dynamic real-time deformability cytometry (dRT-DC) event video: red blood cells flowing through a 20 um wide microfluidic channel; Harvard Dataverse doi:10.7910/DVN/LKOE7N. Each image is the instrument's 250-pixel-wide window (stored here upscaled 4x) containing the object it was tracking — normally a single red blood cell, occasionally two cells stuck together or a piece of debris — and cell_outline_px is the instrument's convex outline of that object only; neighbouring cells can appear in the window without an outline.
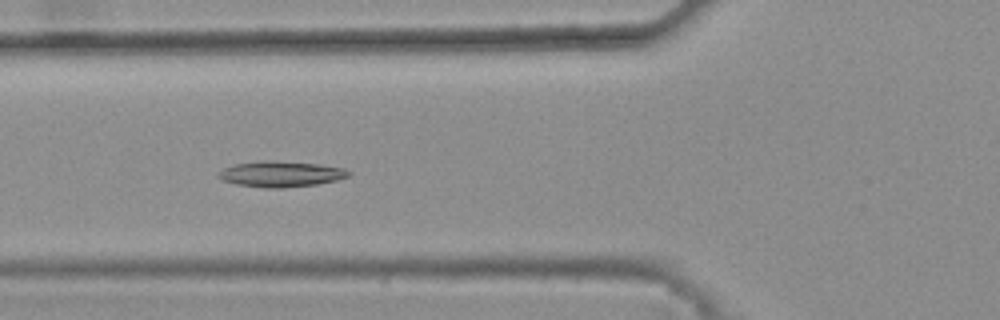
{"species": "common noctule bat (a hibernating species)", "species_latin": "Nyctalus noctula", "temperature_condition": "warm", "stored_images_in_passage": 45, "camera_frame_rate_fps": 3000, "um_per_image_px": 0.085, "animal": {"sex": "female", "body_mass_g": 25.1}, "frame": {"image": 1, "passage_image": 19, "time_ms": 6.0, "image_size_px": [1000, 320], "cell_outline_px": [[352, 172], [348, 176], [336, 180], [316, 184], [284, 188], [264, 188], [236, 184], [224, 180], [216, 176], [224, 168], [232, 164], [260, 160], [268, 160], [320, 164], [344, 168]], "centroid_in_image_um": [23.86, 14.78], "position_along_channel_um": 101.9, "area_um2": 19.59}}
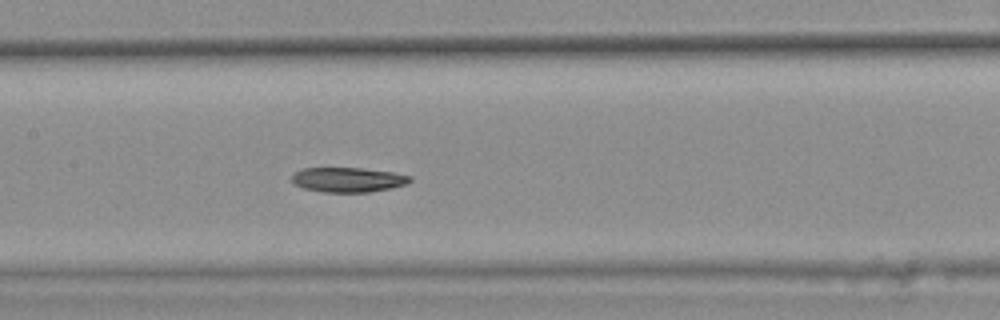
{"frame": {"image": 2, "passage_image": 25, "time_ms": 8.0, "image_size_px": [1000, 320], "cell_outline_px": [[412, 180], [408, 184], [392, 188], [368, 192], [324, 192], [304, 188], [292, 184], [292, 176], [296, 172], [304, 168], [360, 168], [396, 172], [412, 176]], "centroid_in_image_um": [29.63, 15.27], "position_along_channel_um": 177.8, "area_um2": 17.17}}
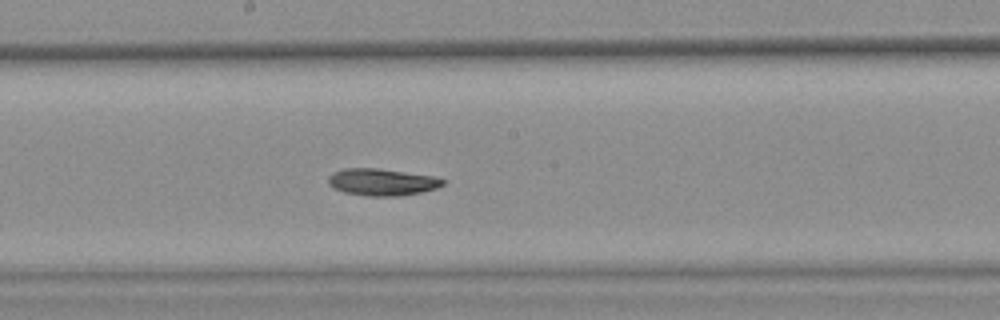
{"frame": {"image": 3, "passage_image": 28, "time_ms": 9.0, "image_size_px": [1000, 320], "cell_outline_px": [[444, 184], [436, 188], [420, 192], [400, 196], [364, 196], [344, 192], [332, 188], [328, 184], [328, 176], [332, 172], [344, 168], [376, 168], [432, 176], [444, 180]], "centroid_in_image_um": [32.39, 15.48], "position_along_channel_um": 215.8, "area_um2": 17.98}}